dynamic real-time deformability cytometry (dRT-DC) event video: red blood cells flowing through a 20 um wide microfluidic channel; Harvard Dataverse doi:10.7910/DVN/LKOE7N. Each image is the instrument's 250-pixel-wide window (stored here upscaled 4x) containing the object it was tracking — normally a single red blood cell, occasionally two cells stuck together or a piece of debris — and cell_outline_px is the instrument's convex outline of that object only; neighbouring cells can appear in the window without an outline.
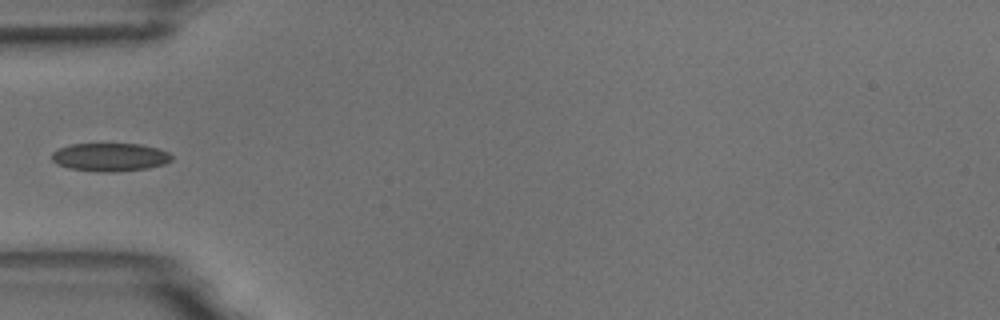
{"species": "common noctule bat (a hibernating species)", "species_latin": "Nyctalus noctula", "temperature_condition": "room temperature", "stored_images_in_passage": 6, "camera_frame_rate_fps": 3000, "um_per_image_px": 0.085, "animal": {"sex": "male", "body_mass_g": 18.8}, "frame": {"image": 1, "passage_image": 6, "time_ms": 5.667, "image_size_px": [1000, 320], "cell_outline_px": [[172, 160], [164, 164], [148, 168], [116, 172], [96, 172], [68, 168], [56, 164], [52, 160], [52, 152], [60, 148], [72, 144], [140, 144], [156, 148], [168, 152], [172, 156]], "centroid_in_image_um": [9.34, 13.37], "position_along_channel_um": 75.7, "area_um2": 19.77}}